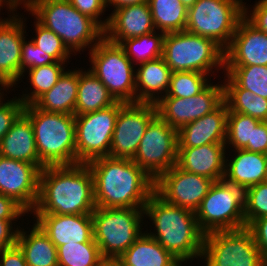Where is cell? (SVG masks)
I'll return each mask as SVG.
<instances>
[{"mask_svg":"<svg viewBox=\"0 0 267 266\" xmlns=\"http://www.w3.org/2000/svg\"><path fill=\"white\" fill-rule=\"evenodd\" d=\"M87 165L96 207L144 208L154 192L155 181L132 159L107 156Z\"/></svg>","mask_w":267,"mask_h":266,"instance_id":"6da1fadb","label":"cell"},{"mask_svg":"<svg viewBox=\"0 0 267 266\" xmlns=\"http://www.w3.org/2000/svg\"><path fill=\"white\" fill-rule=\"evenodd\" d=\"M145 232L155 239L184 266L202 258L205 234L200 229L195 212L168 203L155 191L145 204ZM153 227V229H152ZM148 228H150L148 230ZM153 230V231H152ZM149 231V232H148ZM157 232V233H156ZM189 261V263H188Z\"/></svg>","mask_w":267,"mask_h":266,"instance_id":"7a4b0ae2","label":"cell"},{"mask_svg":"<svg viewBox=\"0 0 267 266\" xmlns=\"http://www.w3.org/2000/svg\"><path fill=\"white\" fill-rule=\"evenodd\" d=\"M93 176L87 164L46 166L39 174V196L31 214H92Z\"/></svg>","mask_w":267,"mask_h":266,"instance_id":"3957f363","label":"cell"},{"mask_svg":"<svg viewBox=\"0 0 267 266\" xmlns=\"http://www.w3.org/2000/svg\"><path fill=\"white\" fill-rule=\"evenodd\" d=\"M24 9L59 36L74 56L90 51L104 37V30L68 0H32Z\"/></svg>","mask_w":267,"mask_h":266,"instance_id":"277c9868","label":"cell"},{"mask_svg":"<svg viewBox=\"0 0 267 266\" xmlns=\"http://www.w3.org/2000/svg\"><path fill=\"white\" fill-rule=\"evenodd\" d=\"M34 130L40 162L46 166L77 164L75 115L46 112L34 104L24 107Z\"/></svg>","mask_w":267,"mask_h":266,"instance_id":"5b68a950","label":"cell"},{"mask_svg":"<svg viewBox=\"0 0 267 266\" xmlns=\"http://www.w3.org/2000/svg\"><path fill=\"white\" fill-rule=\"evenodd\" d=\"M224 52L210 38L179 31L165 33L162 57L172 72L195 71L216 78L215 71L224 72Z\"/></svg>","mask_w":267,"mask_h":266,"instance_id":"8992f818","label":"cell"},{"mask_svg":"<svg viewBox=\"0 0 267 266\" xmlns=\"http://www.w3.org/2000/svg\"><path fill=\"white\" fill-rule=\"evenodd\" d=\"M91 215L94 241L104 259L117 260L145 230L143 208L96 207Z\"/></svg>","mask_w":267,"mask_h":266,"instance_id":"52a82bcc","label":"cell"},{"mask_svg":"<svg viewBox=\"0 0 267 266\" xmlns=\"http://www.w3.org/2000/svg\"><path fill=\"white\" fill-rule=\"evenodd\" d=\"M89 54L92 72L116 101L136 103V66L123 48L103 37Z\"/></svg>","mask_w":267,"mask_h":266,"instance_id":"ba28073f","label":"cell"},{"mask_svg":"<svg viewBox=\"0 0 267 266\" xmlns=\"http://www.w3.org/2000/svg\"><path fill=\"white\" fill-rule=\"evenodd\" d=\"M243 0H198L188 9L185 31L210 38L224 50L244 17Z\"/></svg>","mask_w":267,"mask_h":266,"instance_id":"9c48e42d","label":"cell"},{"mask_svg":"<svg viewBox=\"0 0 267 266\" xmlns=\"http://www.w3.org/2000/svg\"><path fill=\"white\" fill-rule=\"evenodd\" d=\"M244 202L243 189L224 179L215 181L195 211L200 229L206 235L246 227Z\"/></svg>","mask_w":267,"mask_h":266,"instance_id":"30bf717a","label":"cell"},{"mask_svg":"<svg viewBox=\"0 0 267 266\" xmlns=\"http://www.w3.org/2000/svg\"><path fill=\"white\" fill-rule=\"evenodd\" d=\"M201 259V266H263L265 262L247 227L206 234Z\"/></svg>","mask_w":267,"mask_h":266,"instance_id":"8fae6325","label":"cell"},{"mask_svg":"<svg viewBox=\"0 0 267 266\" xmlns=\"http://www.w3.org/2000/svg\"><path fill=\"white\" fill-rule=\"evenodd\" d=\"M124 104L117 101L108 108L75 115L77 164L109 156L118 113Z\"/></svg>","mask_w":267,"mask_h":266,"instance_id":"7c38bea8","label":"cell"},{"mask_svg":"<svg viewBox=\"0 0 267 266\" xmlns=\"http://www.w3.org/2000/svg\"><path fill=\"white\" fill-rule=\"evenodd\" d=\"M178 130L158 114L148 124L132 160L154 181L177 162Z\"/></svg>","mask_w":267,"mask_h":266,"instance_id":"4fadbf2b","label":"cell"},{"mask_svg":"<svg viewBox=\"0 0 267 266\" xmlns=\"http://www.w3.org/2000/svg\"><path fill=\"white\" fill-rule=\"evenodd\" d=\"M210 82L200 93L188 98L162 97L157 103V114L172 128L179 130L217 109L224 102L223 81ZM220 83V84H219Z\"/></svg>","mask_w":267,"mask_h":266,"instance_id":"5bb4252c","label":"cell"},{"mask_svg":"<svg viewBox=\"0 0 267 266\" xmlns=\"http://www.w3.org/2000/svg\"><path fill=\"white\" fill-rule=\"evenodd\" d=\"M156 115L154 103H125L118 113L109 157L132 159L148 124Z\"/></svg>","mask_w":267,"mask_h":266,"instance_id":"9a60e30c","label":"cell"},{"mask_svg":"<svg viewBox=\"0 0 267 266\" xmlns=\"http://www.w3.org/2000/svg\"><path fill=\"white\" fill-rule=\"evenodd\" d=\"M213 183L175 165L155 180L154 191L168 203L195 212Z\"/></svg>","mask_w":267,"mask_h":266,"instance_id":"2e32d148","label":"cell"},{"mask_svg":"<svg viewBox=\"0 0 267 266\" xmlns=\"http://www.w3.org/2000/svg\"><path fill=\"white\" fill-rule=\"evenodd\" d=\"M39 174L35 164L0 156V194L15 200L30 215L38 201Z\"/></svg>","mask_w":267,"mask_h":266,"instance_id":"e0dca14e","label":"cell"},{"mask_svg":"<svg viewBox=\"0 0 267 266\" xmlns=\"http://www.w3.org/2000/svg\"><path fill=\"white\" fill-rule=\"evenodd\" d=\"M267 66V34L245 17L224 52V66Z\"/></svg>","mask_w":267,"mask_h":266,"instance_id":"ac0fdd59","label":"cell"},{"mask_svg":"<svg viewBox=\"0 0 267 266\" xmlns=\"http://www.w3.org/2000/svg\"><path fill=\"white\" fill-rule=\"evenodd\" d=\"M26 18L19 13L12 20L0 23V80L10 90L21 83L22 44L27 36Z\"/></svg>","mask_w":267,"mask_h":266,"instance_id":"d6986e66","label":"cell"},{"mask_svg":"<svg viewBox=\"0 0 267 266\" xmlns=\"http://www.w3.org/2000/svg\"><path fill=\"white\" fill-rule=\"evenodd\" d=\"M32 216L56 247L63 244L95 242L91 214H32Z\"/></svg>","mask_w":267,"mask_h":266,"instance_id":"ffe728a7","label":"cell"},{"mask_svg":"<svg viewBox=\"0 0 267 266\" xmlns=\"http://www.w3.org/2000/svg\"><path fill=\"white\" fill-rule=\"evenodd\" d=\"M107 15L104 37L116 44L156 31L148 2L121 7Z\"/></svg>","mask_w":267,"mask_h":266,"instance_id":"44dd1931","label":"cell"},{"mask_svg":"<svg viewBox=\"0 0 267 266\" xmlns=\"http://www.w3.org/2000/svg\"><path fill=\"white\" fill-rule=\"evenodd\" d=\"M225 143H211L198 147H178L176 165L190 173L219 181L225 174Z\"/></svg>","mask_w":267,"mask_h":266,"instance_id":"7402d4cb","label":"cell"},{"mask_svg":"<svg viewBox=\"0 0 267 266\" xmlns=\"http://www.w3.org/2000/svg\"><path fill=\"white\" fill-rule=\"evenodd\" d=\"M228 106L223 102L213 112L188 123L178 130V147H198L225 143Z\"/></svg>","mask_w":267,"mask_h":266,"instance_id":"603a6c76","label":"cell"},{"mask_svg":"<svg viewBox=\"0 0 267 266\" xmlns=\"http://www.w3.org/2000/svg\"><path fill=\"white\" fill-rule=\"evenodd\" d=\"M232 152L234 155L230 157ZM226 156L223 178L226 182L238 186L244 191L251 186L264 182L267 154L238 149L231 152L230 150L226 151Z\"/></svg>","mask_w":267,"mask_h":266,"instance_id":"cb8c5ba5","label":"cell"},{"mask_svg":"<svg viewBox=\"0 0 267 266\" xmlns=\"http://www.w3.org/2000/svg\"><path fill=\"white\" fill-rule=\"evenodd\" d=\"M0 156L35 164L40 170L45 167L38 156L32 123L24 113L0 140Z\"/></svg>","mask_w":267,"mask_h":266,"instance_id":"d4e9b609","label":"cell"},{"mask_svg":"<svg viewBox=\"0 0 267 266\" xmlns=\"http://www.w3.org/2000/svg\"><path fill=\"white\" fill-rule=\"evenodd\" d=\"M171 75L163 57L136 65V102L156 104L166 95Z\"/></svg>","mask_w":267,"mask_h":266,"instance_id":"484cf974","label":"cell"},{"mask_svg":"<svg viewBox=\"0 0 267 266\" xmlns=\"http://www.w3.org/2000/svg\"><path fill=\"white\" fill-rule=\"evenodd\" d=\"M77 69L65 70L57 83L33 104L46 112L74 115L79 83V68Z\"/></svg>","mask_w":267,"mask_h":266,"instance_id":"4316f807","label":"cell"},{"mask_svg":"<svg viewBox=\"0 0 267 266\" xmlns=\"http://www.w3.org/2000/svg\"><path fill=\"white\" fill-rule=\"evenodd\" d=\"M117 260L122 266H184L145 231Z\"/></svg>","mask_w":267,"mask_h":266,"instance_id":"83f0119b","label":"cell"},{"mask_svg":"<svg viewBox=\"0 0 267 266\" xmlns=\"http://www.w3.org/2000/svg\"><path fill=\"white\" fill-rule=\"evenodd\" d=\"M31 226L28 231L19 228L16 242L27 265L58 266L57 247L35 222Z\"/></svg>","mask_w":267,"mask_h":266,"instance_id":"f1b7e54d","label":"cell"},{"mask_svg":"<svg viewBox=\"0 0 267 266\" xmlns=\"http://www.w3.org/2000/svg\"><path fill=\"white\" fill-rule=\"evenodd\" d=\"M117 101L107 87L90 70L79 68L77 102L74 115L105 109Z\"/></svg>","mask_w":267,"mask_h":266,"instance_id":"f546056e","label":"cell"},{"mask_svg":"<svg viewBox=\"0 0 267 266\" xmlns=\"http://www.w3.org/2000/svg\"><path fill=\"white\" fill-rule=\"evenodd\" d=\"M224 102L228 112H237L260 121H267V99L241 88L228 74H224Z\"/></svg>","mask_w":267,"mask_h":266,"instance_id":"4dcf8cb0","label":"cell"},{"mask_svg":"<svg viewBox=\"0 0 267 266\" xmlns=\"http://www.w3.org/2000/svg\"><path fill=\"white\" fill-rule=\"evenodd\" d=\"M65 66H68L67 62H55L25 71L21 76V82L27 77L26 79L30 80L27 82L30 83L29 86L33 89L30 87L28 90V87L27 89L24 87L25 89L22 90V94H19L18 98L25 106L33 104L41 95L49 91L57 83L59 77L66 70ZM27 73L28 76H26Z\"/></svg>","mask_w":267,"mask_h":266,"instance_id":"1f68e13d","label":"cell"},{"mask_svg":"<svg viewBox=\"0 0 267 266\" xmlns=\"http://www.w3.org/2000/svg\"><path fill=\"white\" fill-rule=\"evenodd\" d=\"M156 31H185L188 8L180 0H148Z\"/></svg>","mask_w":267,"mask_h":266,"instance_id":"d6a6232c","label":"cell"},{"mask_svg":"<svg viewBox=\"0 0 267 266\" xmlns=\"http://www.w3.org/2000/svg\"><path fill=\"white\" fill-rule=\"evenodd\" d=\"M164 36V32L154 31L146 35L126 39L119 45L136 66L163 56Z\"/></svg>","mask_w":267,"mask_h":266,"instance_id":"836d02e7","label":"cell"},{"mask_svg":"<svg viewBox=\"0 0 267 266\" xmlns=\"http://www.w3.org/2000/svg\"><path fill=\"white\" fill-rule=\"evenodd\" d=\"M58 266H101L105 260L96 242L63 244L57 247Z\"/></svg>","mask_w":267,"mask_h":266,"instance_id":"e575fe53","label":"cell"},{"mask_svg":"<svg viewBox=\"0 0 267 266\" xmlns=\"http://www.w3.org/2000/svg\"><path fill=\"white\" fill-rule=\"evenodd\" d=\"M224 74L241 88L267 99V66H224Z\"/></svg>","mask_w":267,"mask_h":266,"instance_id":"d590c367","label":"cell"},{"mask_svg":"<svg viewBox=\"0 0 267 266\" xmlns=\"http://www.w3.org/2000/svg\"><path fill=\"white\" fill-rule=\"evenodd\" d=\"M261 121L237 112H228L225 146L227 151L244 149L251 143L252 129ZM233 149H231V148Z\"/></svg>","mask_w":267,"mask_h":266,"instance_id":"8d00e7d4","label":"cell"},{"mask_svg":"<svg viewBox=\"0 0 267 266\" xmlns=\"http://www.w3.org/2000/svg\"><path fill=\"white\" fill-rule=\"evenodd\" d=\"M211 81L208 74L201 72H172L169 88L163 97H192L200 93Z\"/></svg>","mask_w":267,"mask_h":266,"instance_id":"74e56055","label":"cell"},{"mask_svg":"<svg viewBox=\"0 0 267 266\" xmlns=\"http://www.w3.org/2000/svg\"><path fill=\"white\" fill-rule=\"evenodd\" d=\"M34 20V37L30 40L38 47L42 52L51 56L56 62H69V59L74 55L63 44L62 39L57 36L53 31L45 28L35 18Z\"/></svg>","mask_w":267,"mask_h":266,"instance_id":"f35d334b","label":"cell"},{"mask_svg":"<svg viewBox=\"0 0 267 266\" xmlns=\"http://www.w3.org/2000/svg\"><path fill=\"white\" fill-rule=\"evenodd\" d=\"M246 227L255 219L267 216V182H261L244 191Z\"/></svg>","mask_w":267,"mask_h":266,"instance_id":"ab89813d","label":"cell"},{"mask_svg":"<svg viewBox=\"0 0 267 266\" xmlns=\"http://www.w3.org/2000/svg\"><path fill=\"white\" fill-rule=\"evenodd\" d=\"M6 93V94H5ZM7 91L0 93V140L9 131L13 123L23 113L25 105L16 96L7 99Z\"/></svg>","mask_w":267,"mask_h":266,"instance_id":"60d3db41","label":"cell"},{"mask_svg":"<svg viewBox=\"0 0 267 266\" xmlns=\"http://www.w3.org/2000/svg\"><path fill=\"white\" fill-rule=\"evenodd\" d=\"M26 39L28 38H25L22 44L21 76L29 69L56 62L51 56L36 47L30 39L28 41Z\"/></svg>","mask_w":267,"mask_h":266,"instance_id":"b9f144b4","label":"cell"},{"mask_svg":"<svg viewBox=\"0 0 267 266\" xmlns=\"http://www.w3.org/2000/svg\"><path fill=\"white\" fill-rule=\"evenodd\" d=\"M81 14H84L94 20L103 30L106 28L109 16L104 19V13L107 11L106 0H68ZM103 19V20H102Z\"/></svg>","mask_w":267,"mask_h":266,"instance_id":"7bdbcfd3","label":"cell"},{"mask_svg":"<svg viewBox=\"0 0 267 266\" xmlns=\"http://www.w3.org/2000/svg\"><path fill=\"white\" fill-rule=\"evenodd\" d=\"M249 8L250 6L244 3V17L258 30L267 34V0H258L251 10Z\"/></svg>","mask_w":267,"mask_h":266,"instance_id":"ee69618b","label":"cell"},{"mask_svg":"<svg viewBox=\"0 0 267 266\" xmlns=\"http://www.w3.org/2000/svg\"><path fill=\"white\" fill-rule=\"evenodd\" d=\"M247 228L251 231L261 255L267 260V216L253 220Z\"/></svg>","mask_w":267,"mask_h":266,"instance_id":"f6af8a7d","label":"cell"},{"mask_svg":"<svg viewBox=\"0 0 267 266\" xmlns=\"http://www.w3.org/2000/svg\"><path fill=\"white\" fill-rule=\"evenodd\" d=\"M28 214L15 200L0 194V220H19L25 215L30 217Z\"/></svg>","mask_w":267,"mask_h":266,"instance_id":"bcb514c9","label":"cell"},{"mask_svg":"<svg viewBox=\"0 0 267 266\" xmlns=\"http://www.w3.org/2000/svg\"><path fill=\"white\" fill-rule=\"evenodd\" d=\"M244 150L267 154V121H261L252 129L251 143Z\"/></svg>","mask_w":267,"mask_h":266,"instance_id":"7dc6e473","label":"cell"},{"mask_svg":"<svg viewBox=\"0 0 267 266\" xmlns=\"http://www.w3.org/2000/svg\"><path fill=\"white\" fill-rule=\"evenodd\" d=\"M17 222L18 220H0V251L16 245L21 227L17 225Z\"/></svg>","mask_w":267,"mask_h":266,"instance_id":"c3c4849f","label":"cell"},{"mask_svg":"<svg viewBox=\"0 0 267 266\" xmlns=\"http://www.w3.org/2000/svg\"><path fill=\"white\" fill-rule=\"evenodd\" d=\"M1 266H28L24 254L16 244L0 251Z\"/></svg>","mask_w":267,"mask_h":266,"instance_id":"681fc988","label":"cell"},{"mask_svg":"<svg viewBox=\"0 0 267 266\" xmlns=\"http://www.w3.org/2000/svg\"><path fill=\"white\" fill-rule=\"evenodd\" d=\"M4 6L8 10L7 14H9V13L10 14L7 15L8 17H6V18L0 17V23L7 22V21H10L13 18H15L19 14V12L17 13L18 7L19 8L21 7L20 4L16 0H0V14H1V8L3 11V8H5Z\"/></svg>","mask_w":267,"mask_h":266,"instance_id":"f907efd6","label":"cell"},{"mask_svg":"<svg viewBox=\"0 0 267 266\" xmlns=\"http://www.w3.org/2000/svg\"><path fill=\"white\" fill-rule=\"evenodd\" d=\"M148 2V0H106L107 8H110L111 10H116L121 7L129 6V5H138ZM112 7L114 9H112Z\"/></svg>","mask_w":267,"mask_h":266,"instance_id":"816d5d0a","label":"cell"},{"mask_svg":"<svg viewBox=\"0 0 267 266\" xmlns=\"http://www.w3.org/2000/svg\"><path fill=\"white\" fill-rule=\"evenodd\" d=\"M101 266H122L118 260H113V259H105L102 263Z\"/></svg>","mask_w":267,"mask_h":266,"instance_id":"f5cc1de1","label":"cell"},{"mask_svg":"<svg viewBox=\"0 0 267 266\" xmlns=\"http://www.w3.org/2000/svg\"><path fill=\"white\" fill-rule=\"evenodd\" d=\"M183 5H185L188 9L192 7L198 0H180Z\"/></svg>","mask_w":267,"mask_h":266,"instance_id":"db71d44e","label":"cell"},{"mask_svg":"<svg viewBox=\"0 0 267 266\" xmlns=\"http://www.w3.org/2000/svg\"><path fill=\"white\" fill-rule=\"evenodd\" d=\"M8 90V92L10 93L9 88L0 80V93L2 92H6Z\"/></svg>","mask_w":267,"mask_h":266,"instance_id":"11a10c76","label":"cell"},{"mask_svg":"<svg viewBox=\"0 0 267 266\" xmlns=\"http://www.w3.org/2000/svg\"><path fill=\"white\" fill-rule=\"evenodd\" d=\"M264 182H267V166H266V172H265V179Z\"/></svg>","mask_w":267,"mask_h":266,"instance_id":"9f6ffc18","label":"cell"},{"mask_svg":"<svg viewBox=\"0 0 267 266\" xmlns=\"http://www.w3.org/2000/svg\"><path fill=\"white\" fill-rule=\"evenodd\" d=\"M263 266H267V260H265V262H264V265Z\"/></svg>","mask_w":267,"mask_h":266,"instance_id":"6f0895ef","label":"cell"}]
</instances>
